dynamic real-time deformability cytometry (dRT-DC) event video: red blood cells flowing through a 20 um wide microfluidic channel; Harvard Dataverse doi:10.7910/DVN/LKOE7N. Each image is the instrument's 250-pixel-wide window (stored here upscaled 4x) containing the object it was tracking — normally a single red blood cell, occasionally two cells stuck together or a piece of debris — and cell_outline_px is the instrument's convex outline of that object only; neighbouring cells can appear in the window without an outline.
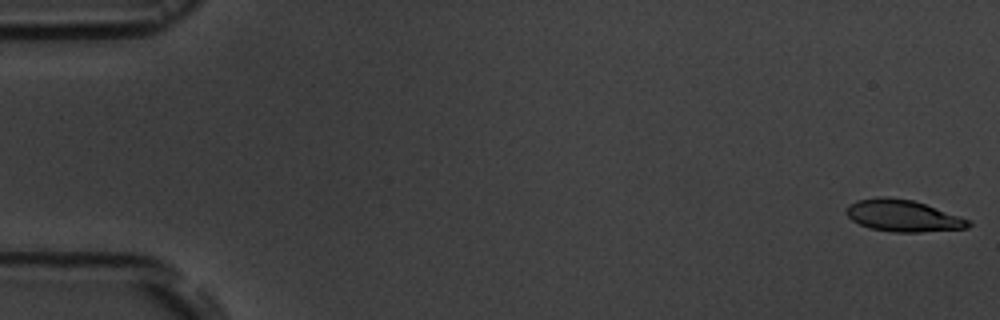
{"species": "common noctule bat (a hibernating species)", "species_latin": "Nyctalus noctula", "temperature_condition": "room temperature", "stored_images_in_passage": 51, "camera_frame_rate_fps": 3000, "um_per_image_px": 0.085, "animal": {"sex": "male", "body_mass_g": 19.5, "forearm_length_mm": 54.6}, "frame": {"image": 1, "passage_image": 1, "time_ms": 0.0, "image_size_px": [1000, 320], "cell_outline_px": [[972, 224], [968, 228], [920, 232], [892, 232], [868, 228], [852, 220], [848, 216], [848, 204], [856, 200], [876, 196], [888, 196], [912, 200], [972, 220]], "centroid_in_image_um": [76.76, 18.33], "position_along_channel_um": 8.2, "area_um2": 22.66}}
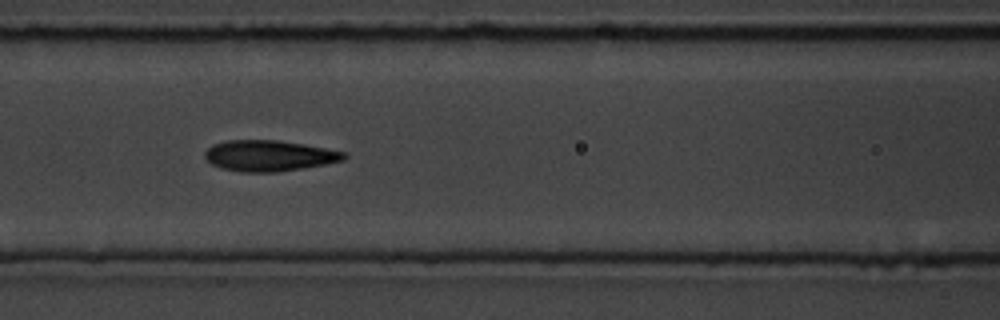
{"frame": {"image": 2, "passage_image": 24, "time_ms": 7.667, "image_size_px": [1000, 320], "cell_outline_px": [[348, 156], [344, 160], [304, 168], [276, 172], [240, 172], [220, 168], [212, 164], [204, 156], [204, 152], [212, 144], [224, 140], [276, 140], [304, 144], [348, 152]], "centroid_in_image_um": [22.88, 13.23], "position_along_channel_um": 143.7, "area_um2": 25.26}}
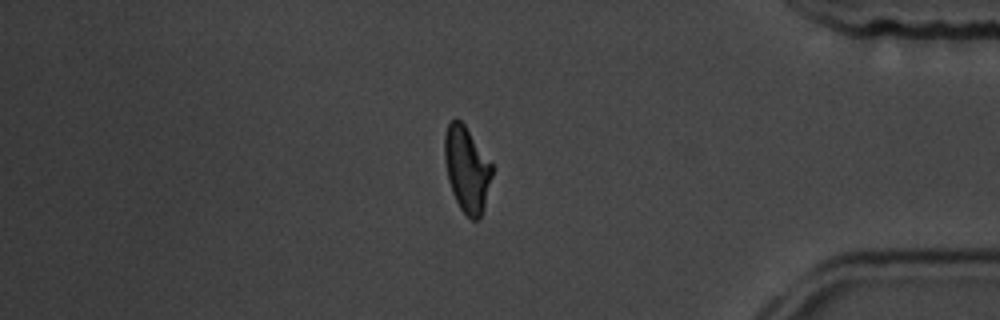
{"frame": {"image": 3, "passage_image": 47, "time_ms": 15.333, "image_size_px": [1000, 320], "cell_outline_px": [[492, 176], [484, 208], [480, 220], [472, 220], [460, 208], [452, 192], [448, 180], [444, 160], [444, 136], [448, 124], [456, 116], [464, 124], [492, 164]], "centroid_in_image_um": [39.67, 14.39], "position_along_channel_um": 395.5, "area_um2": 23.64}}